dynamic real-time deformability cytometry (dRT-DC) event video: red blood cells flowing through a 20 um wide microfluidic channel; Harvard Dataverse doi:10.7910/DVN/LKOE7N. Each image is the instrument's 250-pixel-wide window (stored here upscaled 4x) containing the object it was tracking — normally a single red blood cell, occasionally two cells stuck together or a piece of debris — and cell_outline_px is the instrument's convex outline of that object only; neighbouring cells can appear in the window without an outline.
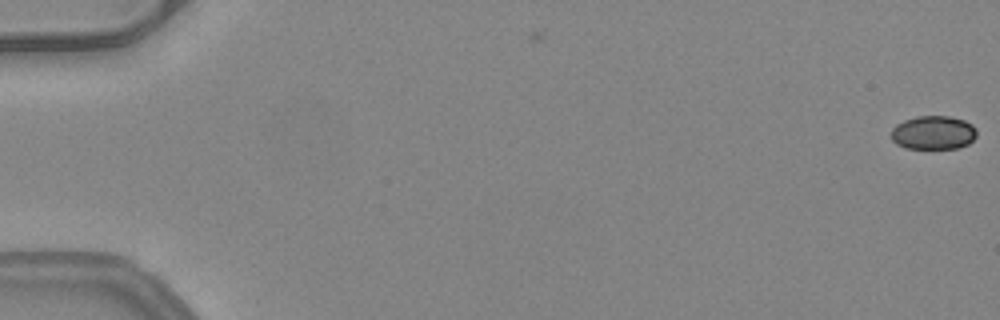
{"species": "common noctule bat (a hibernating species)", "species_latin": "Nyctalus noctula", "temperature_condition": "warm", "stored_images_in_passage": 3, "camera_frame_rate_fps": 3000, "um_per_image_px": 0.085, "animal": {"sex": "female", "body_mass_g": 24.6, "forearm_length_mm": 56.2}, "frame": {"image": 1, "passage_image": 3, "time_ms": 0.667, "image_size_px": [1000, 320], "cell_outline_px": [[976, 136], [968, 144], [960, 148], [904, 148], [896, 144], [892, 140], [892, 128], [896, 124], [904, 120], [916, 116], [948, 116], [964, 120], [972, 124], [976, 128]], "centroid_in_image_um": [79.33, 11.27], "position_along_channel_um": 5.7, "area_um2": 16.88}}